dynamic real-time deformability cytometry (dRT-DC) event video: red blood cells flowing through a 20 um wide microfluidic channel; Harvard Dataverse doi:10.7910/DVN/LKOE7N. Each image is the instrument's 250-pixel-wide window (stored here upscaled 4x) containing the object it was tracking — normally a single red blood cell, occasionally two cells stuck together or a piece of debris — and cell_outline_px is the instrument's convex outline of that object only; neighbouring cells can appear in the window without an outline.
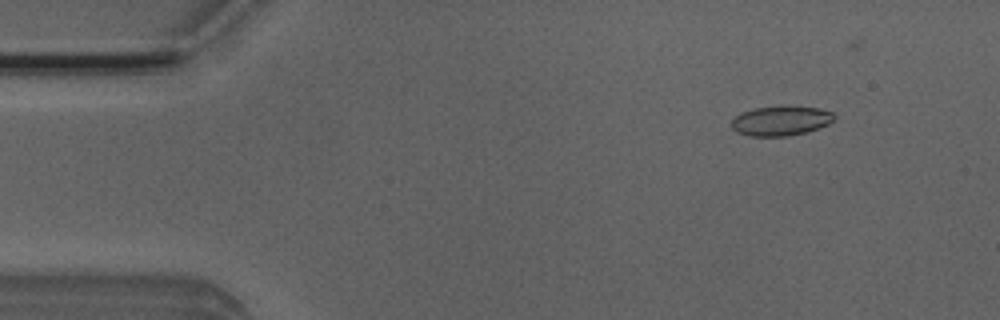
{"species": "Egyptian fruit bat (a non-hibernating species)", "species_latin": "Rousettus aegyptiacus", "temperature_condition": "room temperature", "stored_images_in_passage": 53, "camera_frame_rate_fps": 3000, "um_per_image_px": 0.085, "animal": {"sex": "male"}, "frame": {"image": 1, "passage_image": 7, "time_ms": 2.0, "image_size_px": [1000, 320], "cell_outline_px": [[836, 116], [828, 124], [820, 128], [808, 132], [788, 136], [752, 136], [736, 132], [732, 128], [732, 120], [740, 112], [756, 108], [820, 108], [832, 112]], "centroid_in_image_um": [66.37, 10.3], "position_along_channel_um": 18.6, "area_um2": 17.28}}
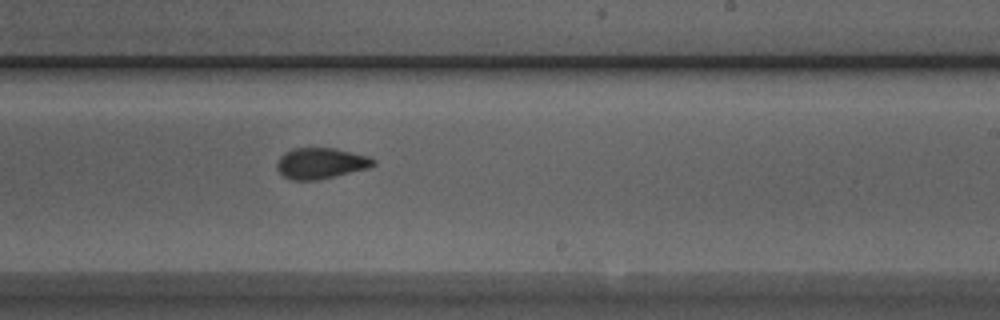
{"frame": {"image": 2, "passage_image": 32, "time_ms": 10.333, "image_size_px": [1000, 320], "cell_outline_px": [[376, 164], [368, 168], [316, 180], [292, 180], [284, 176], [276, 168], [276, 164], [280, 156], [284, 152], [292, 148], [336, 148], [368, 156], [376, 160]], "centroid_in_image_um": [27.25, 13.86], "position_along_channel_um": 261.7, "area_um2": 17.34}}
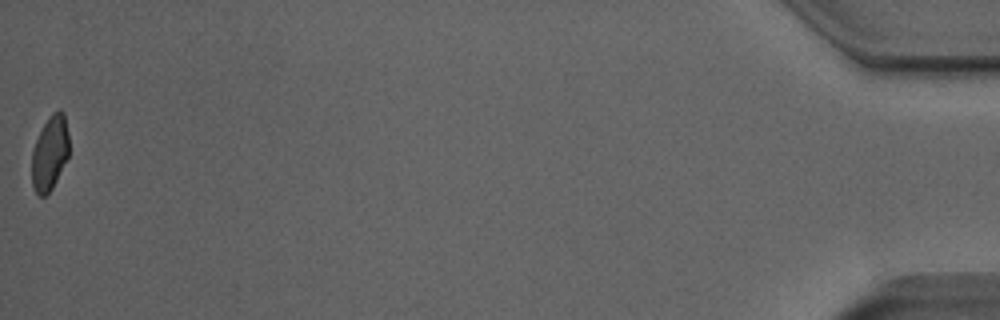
{"frame": {"image": 3, "passage_image": 53, "time_ms": 17.333, "image_size_px": [1000, 320], "cell_outline_px": [[68, 156], [52, 188], [44, 196], [40, 196], [36, 192], [32, 184], [32, 152], [36, 140], [48, 116], [52, 112], [60, 108], [64, 112], [68, 132]], "centroid_in_image_um": [4.24, 12.96], "position_along_channel_um": 431.0, "area_um2": 16.01}, "authors_computed_cell_mechanics": {"area_um2": 17.629, "velocity_mm_per_s": 3.9359, "shape_relaxation_time_tau1_ms": 5.5784, "shape_relaxation_time_tau2_ms": 1.1564, "deformation_change_tau1": 0.1266, "deformation_change_tau2": 0.0516}}